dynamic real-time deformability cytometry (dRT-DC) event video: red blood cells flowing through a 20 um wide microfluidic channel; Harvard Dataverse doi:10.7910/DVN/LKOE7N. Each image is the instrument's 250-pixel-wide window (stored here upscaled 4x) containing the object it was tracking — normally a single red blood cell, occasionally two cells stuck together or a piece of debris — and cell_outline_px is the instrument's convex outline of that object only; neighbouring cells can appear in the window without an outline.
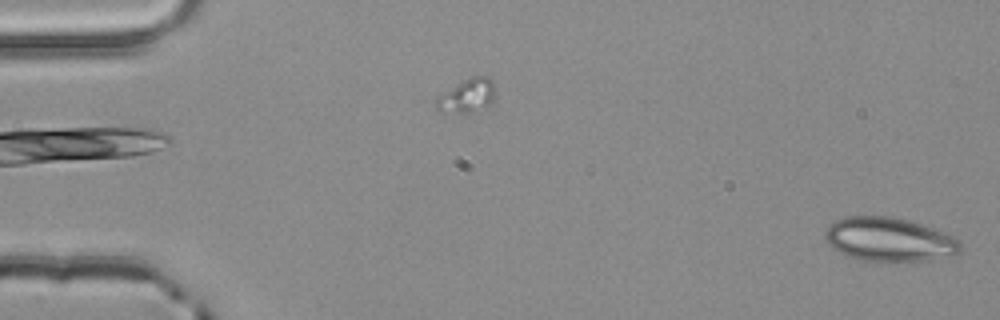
{"species": "common noctule bat (a hibernating species)", "species_latin": "Nyctalus noctula", "temperature_condition": "room temperature", "stored_images_in_passage": 4, "segment_of_instrument_passage": [2, 2], "camera_frame_rate_fps": 3000, "um_per_image_px": 0.085, "animal": {"sex": "male", "body_mass_g": 20.4}, "frame": {"image": 1, "passage_image": 4, "time_ms": 1.0, "image_size_px": [1000, 320], "cell_outline_px": [[960, 252], [924, 260], [860, 260], [840, 252], [828, 244], [824, 240], [824, 232], [836, 220], [844, 216], [892, 216], [908, 220], [956, 236], [960, 240]], "centroid_in_image_um": [75.55, 20.32], "position_along_channel_um": 9.5, "area_um2": 34.04}}